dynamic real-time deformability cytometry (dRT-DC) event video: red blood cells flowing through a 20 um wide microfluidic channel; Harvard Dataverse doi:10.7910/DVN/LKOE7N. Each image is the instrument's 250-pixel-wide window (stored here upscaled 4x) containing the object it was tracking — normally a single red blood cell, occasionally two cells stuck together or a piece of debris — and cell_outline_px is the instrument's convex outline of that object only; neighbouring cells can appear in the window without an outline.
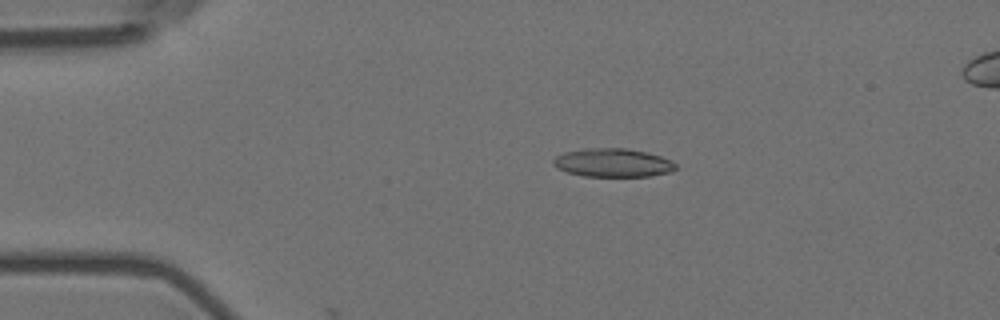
{"species": "Egyptian fruit bat (a non-hibernating species)", "species_latin": "Rousettus aegyptiacus", "temperature_condition": "room temperature", "stored_images_in_passage": 3, "camera_frame_rate_fps": 3000, "um_per_image_px": 0.085, "animal": {"sex": "female"}, "frame": {"image": 1, "passage_image": 1, "time_ms": 0.0, "image_size_px": [1000, 320], "cell_outline_px": [[676, 168], [672, 172], [652, 176], [584, 176], [568, 172], [552, 164], [552, 160], [556, 156], [564, 152], [584, 148], [628, 148], [660, 156], [672, 160], [676, 164]], "centroid_in_image_um": [52.11, 13.83], "position_along_channel_um": 32.9, "area_um2": 20.35}}
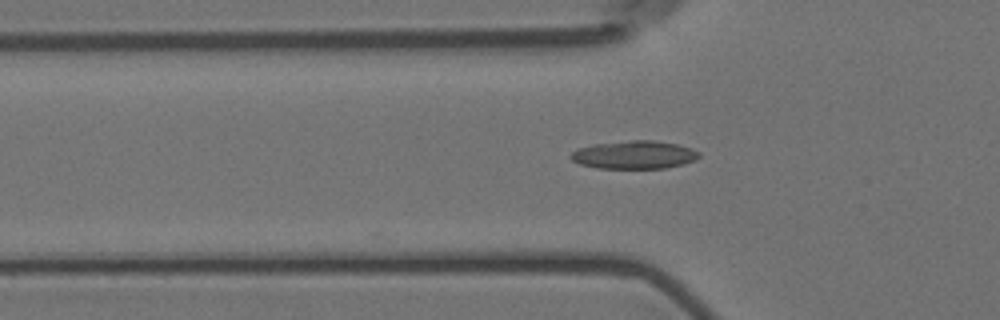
{"frame": {"image": 2, "passage_image": 3, "time_ms": 0.667, "image_size_px": [1000, 320], "cell_outline_px": [[700, 156], [696, 160], [684, 164], [664, 168], [596, 168], [580, 164], [572, 160], [568, 156], [576, 148], [592, 144], [632, 140], [652, 140], [676, 144], [692, 148], [700, 152]], "centroid_in_image_um": [53.9, 13.16], "position_along_channel_um": 71.9, "area_um2": 21.15}}